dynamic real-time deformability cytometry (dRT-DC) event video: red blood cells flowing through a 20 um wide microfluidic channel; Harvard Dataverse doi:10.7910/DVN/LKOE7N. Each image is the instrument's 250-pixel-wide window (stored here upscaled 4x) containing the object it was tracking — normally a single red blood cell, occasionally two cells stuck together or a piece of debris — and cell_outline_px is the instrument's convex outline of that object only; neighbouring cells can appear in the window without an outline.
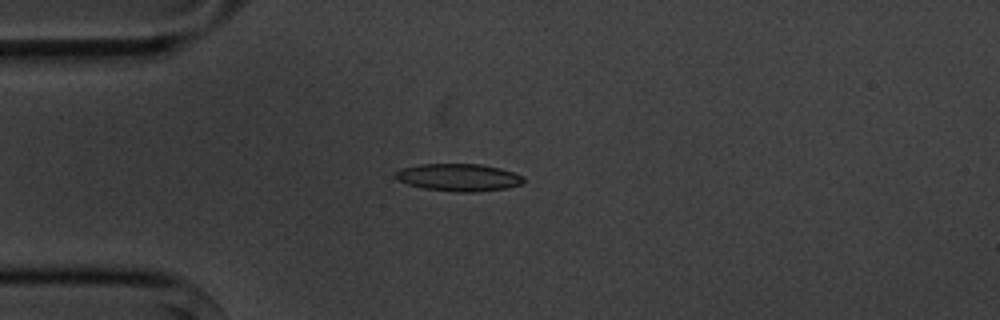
{"species": "common noctule bat (a hibernating species)", "species_latin": "Nyctalus noctula", "temperature_condition": "cold", "stored_images_in_passage": 6, "camera_frame_rate_fps": 3000, "um_per_image_px": 0.085, "animal": {"sex": "male", "body_mass_g": 20.1, "forearm_length_mm": 53.5}, "frame": {"image": 1, "passage_image": 1, "time_ms": 0.0, "image_size_px": [1000, 320], "cell_outline_px": [[524, 180], [520, 184], [508, 188], [476, 192], [456, 192], [424, 188], [408, 184], [396, 180], [392, 176], [392, 172], [400, 168], [420, 164], [480, 164], [500, 168], [524, 176]], "centroid_in_image_um": [38.92, 15.07], "position_along_channel_um": 46.1, "area_um2": 20.69}}
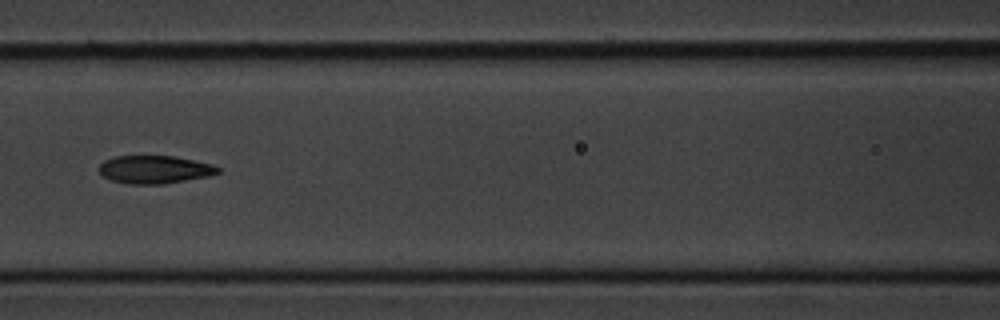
{"frame": {"image": 2, "passage_image": 4, "time_ms": 3.333, "image_size_px": [1000, 320], "cell_outline_px": [[220, 172], [208, 176], [164, 184], [128, 184], [112, 180], [100, 176], [100, 164], [104, 160], [112, 156], [176, 156], [212, 164], [220, 168]], "centroid_in_image_um": [13.12, 14.4], "position_along_channel_um": 153.5, "area_um2": 19.48}}
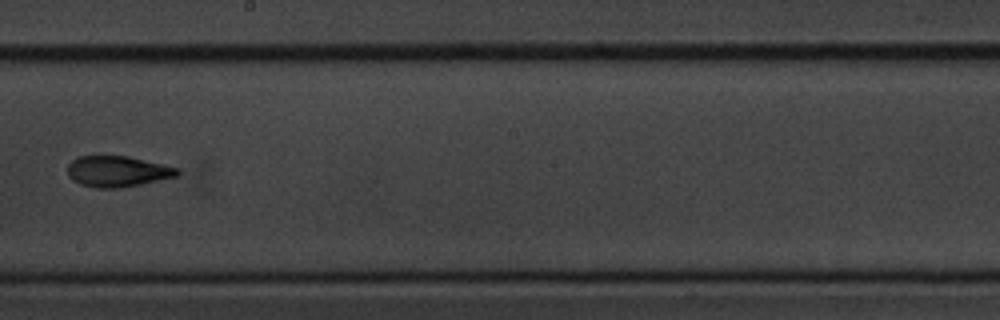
{"frame": {"image": 3, "passage_image": 6, "time_ms": 5.667, "image_size_px": [1000, 320], "cell_outline_px": [[180, 172], [176, 176], [140, 184], [120, 188], [96, 188], [80, 184], [72, 180], [68, 176], [68, 164], [76, 156], [128, 156], [180, 168]], "centroid_in_image_um": [9.96, 14.56], "position_along_channel_um": 238.2, "area_um2": 19.77}}